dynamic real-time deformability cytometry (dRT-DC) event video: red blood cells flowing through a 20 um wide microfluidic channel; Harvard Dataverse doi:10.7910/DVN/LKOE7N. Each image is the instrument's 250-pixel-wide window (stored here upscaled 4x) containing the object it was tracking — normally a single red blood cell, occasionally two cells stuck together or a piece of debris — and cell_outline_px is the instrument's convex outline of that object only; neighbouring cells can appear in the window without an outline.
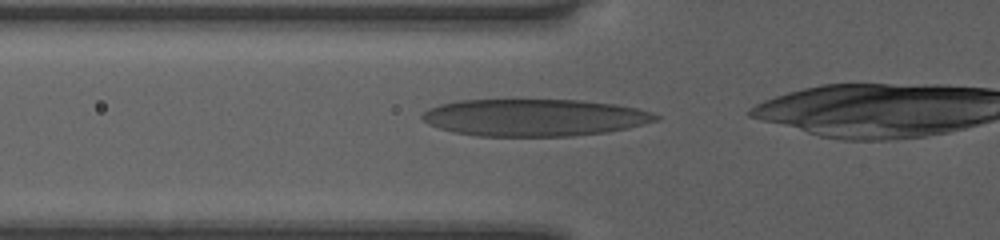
{"species": "human", "species_latin": "Homo sapiens", "temperature_condition": "room temperature", "stored_images_in_passage": 37, "camera_frame_rate_fps": 3000, "um_per_image_px": 0.085, "donor": {"sex": "female"}, "frame": {"image": 1, "passage_image": 11, "time_ms": 3.333, "image_size_px": [1000, 240], "cell_outline_px": [[660, 116], [656, 120], [628, 128], [608, 132], [572, 136], [476, 136], [452, 132], [428, 124], [420, 116], [428, 108], [440, 104], [460, 100], [580, 100], [616, 104], [636, 108], [652, 112]], "centroid_in_image_um": [45.41, 9.99], "position_along_channel_um": 80.4, "area_um2": 50.58}}
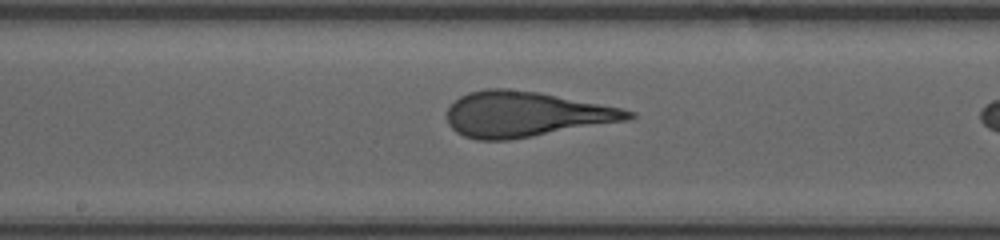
{"frame": {"image": 2, "passage_image": 20, "time_ms": 6.333, "image_size_px": [1000, 240], "cell_outline_px": [[636, 116], [628, 120], [508, 140], [476, 140], [464, 136], [456, 132], [448, 124], [448, 108], [460, 96], [468, 92], [488, 88], [508, 88], [540, 92], [620, 108], [636, 112]], "centroid_in_image_um": [44.66, 9.7], "position_along_channel_um": 203.5, "area_um2": 47.69}}
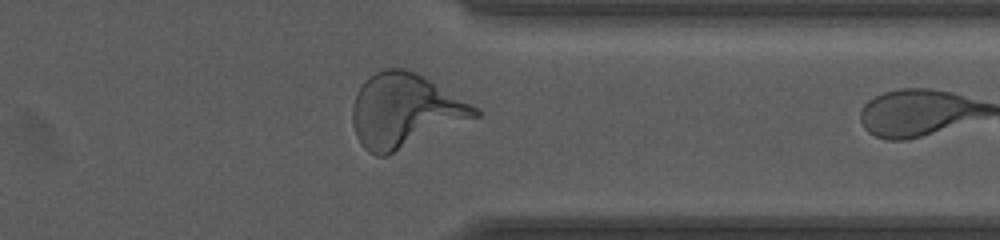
{"frame": {"image": 3, "passage_image": 33, "time_ms": 10.667, "image_size_px": [1000, 240], "cell_outline_px": [[480, 116], [388, 156], [376, 156], [368, 152], [364, 148], [356, 136], [352, 120], [352, 104], [360, 88], [368, 76], [384, 68], [404, 68], [416, 72], [480, 108]], "centroid_in_image_um": [34.42, 9.43], "position_along_channel_um": 377.0, "area_um2": 52.94}, "authors_computed_cell_mechanics": {"area_um2": 48.0896, "velocity_mm_per_s": 4.0574, "shape_relaxation_time_tau1_ms": 5.5121, "shape_relaxation_time_tau2_ms": 0.7297, "deformation_change_tau1": 0.2827, "deformation_change_tau2": 0.107}}